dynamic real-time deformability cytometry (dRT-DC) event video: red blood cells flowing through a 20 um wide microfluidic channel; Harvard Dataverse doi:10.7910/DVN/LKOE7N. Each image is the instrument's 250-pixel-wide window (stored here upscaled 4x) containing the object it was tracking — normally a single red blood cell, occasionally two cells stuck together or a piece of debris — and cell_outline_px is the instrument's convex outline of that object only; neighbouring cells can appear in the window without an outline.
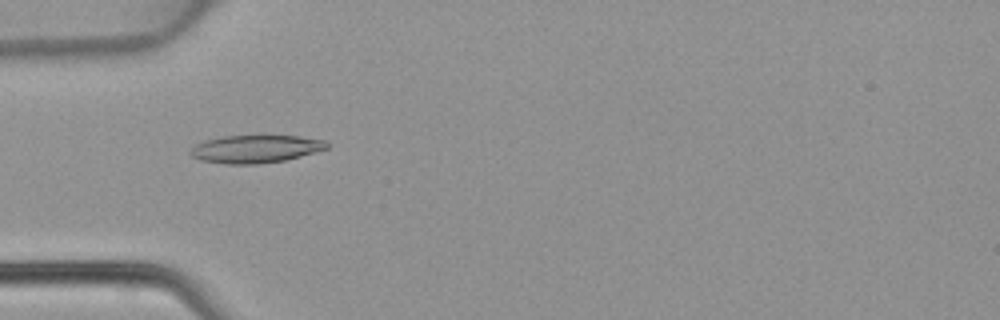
{"species": "common noctule bat (a hibernating species)", "species_latin": "Nyctalus noctula", "temperature_condition": "warm", "stored_images_in_passage": 34, "camera_frame_rate_fps": 3000, "um_per_image_px": 0.085, "animal": {"sex": "female", "body_mass_g": 22.7, "forearm_length_mm": 54.2}, "frame": {"image": 1, "passage_image": 2, "time_ms": 0.333, "image_size_px": [1000, 320], "cell_outline_px": [[328, 148], [300, 156], [284, 160], [256, 164], [228, 164], [200, 160], [192, 156], [188, 152], [196, 144], [204, 140], [224, 136], [300, 136], [324, 140], [328, 144]], "centroid_in_image_um": [21.69, 12.66], "position_along_channel_um": 63.3, "area_um2": 21.91}}
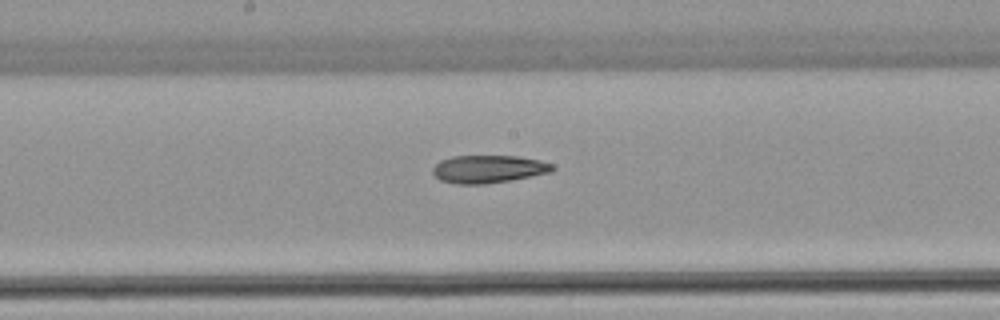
{"frame": {"image": 2, "passage_image": 12, "time_ms": 3.667, "image_size_px": [1000, 320], "cell_outline_px": [[556, 168], [552, 172], [508, 180], [484, 184], [456, 184], [440, 180], [432, 172], [432, 168], [440, 160], [452, 156], [516, 156], [540, 160], [552, 164]], "centroid_in_image_um": [41.5, 14.36], "position_along_channel_um": 206.7, "area_um2": 19.31}}
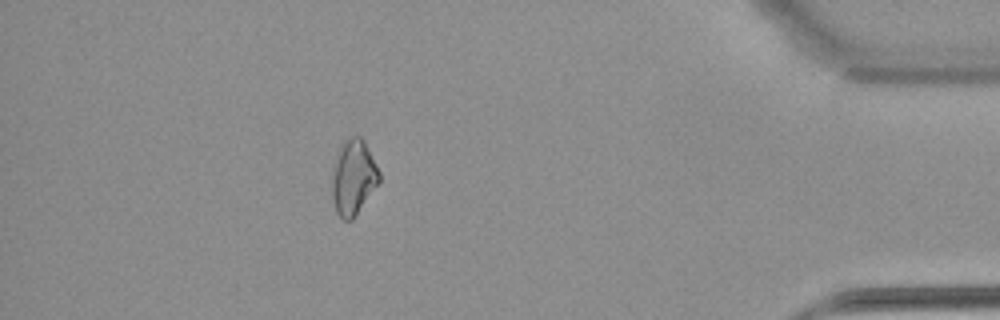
{"frame": {"image": 3, "passage_image": 29, "time_ms": 9.333, "image_size_px": [1000, 320], "cell_outline_px": [[380, 180], [352, 220], [344, 220], [336, 212], [332, 196], [332, 168], [340, 144], [348, 136], [360, 136], [364, 140], [380, 172]], "centroid_in_image_um": [30.01, 15.03], "position_along_channel_um": 405.2, "area_um2": 20.63}}